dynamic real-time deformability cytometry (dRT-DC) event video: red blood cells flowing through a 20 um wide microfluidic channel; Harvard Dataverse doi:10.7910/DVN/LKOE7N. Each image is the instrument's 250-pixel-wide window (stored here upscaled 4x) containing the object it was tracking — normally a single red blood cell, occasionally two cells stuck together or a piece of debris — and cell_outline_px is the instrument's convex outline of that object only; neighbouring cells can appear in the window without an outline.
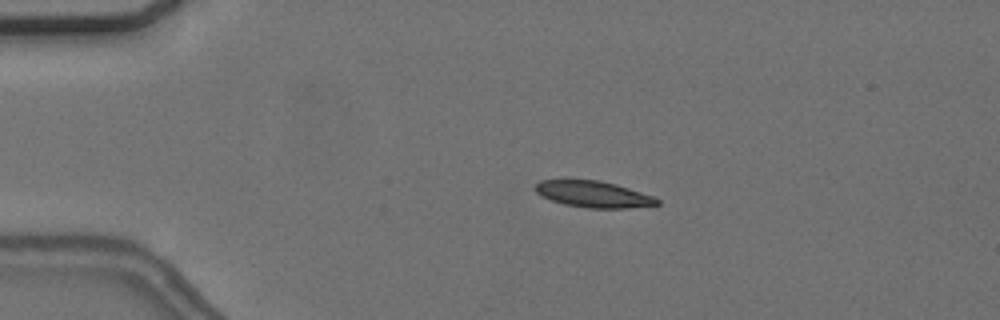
{"species": "common noctule bat (a hibernating species)", "species_latin": "Nyctalus noctula", "temperature_condition": "cold", "stored_images_in_passage": 57, "camera_frame_rate_fps": 3000, "um_per_image_px": 0.085, "animal": {"sex": "female", "body_mass_g": 24.6, "forearm_length_mm": 56.2}, "frame": {"image": 1, "passage_image": 13, "time_ms": 4.0, "image_size_px": [1000, 320], "cell_outline_px": [[660, 204], [628, 208], [588, 208], [564, 204], [540, 196], [536, 192], [536, 184], [540, 180], [600, 180], [616, 184], [652, 196], [660, 200]], "centroid_in_image_um": [50.43, 16.51], "position_along_channel_um": 34.6, "area_um2": 18.55}}
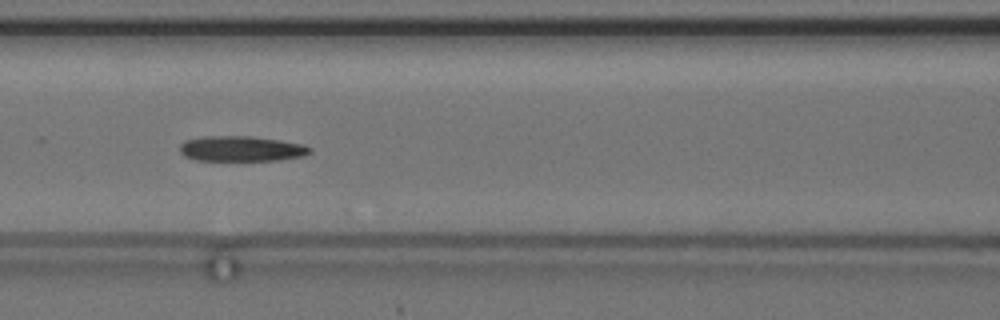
{"frame": {"image": 2, "passage_image": 26, "time_ms": 8.333, "image_size_px": [1000, 320], "cell_outline_px": [[312, 152], [304, 156], [280, 160], [196, 160], [184, 156], [180, 152], [180, 144], [184, 140], [204, 136], [252, 136], [280, 140], [304, 144], [312, 148]], "centroid_in_image_um": [20.53, 12.63], "position_along_channel_um": 146.1, "area_um2": 19.36}}
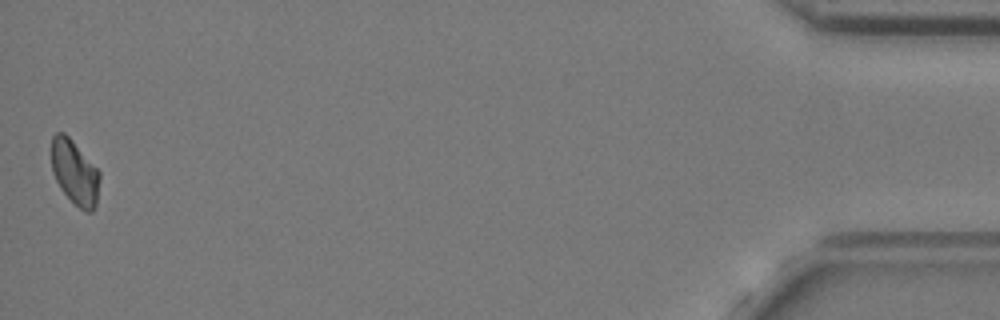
{"frame": {"image": 3, "passage_image": 57, "time_ms": 18.667, "image_size_px": [1000, 320], "cell_outline_px": [[100, 180], [96, 204], [92, 212], [88, 212], [80, 208], [60, 188], [52, 172], [52, 136], [56, 132], [64, 132], [72, 140], [100, 172]], "centroid_in_image_um": [6.36, 14.64], "position_along_channel_um": 428.8, "area_um2": 17.92}, "authors_computed_cell_mechanics": {"area_um2": 19.1318, "velocity_mm_per_s": 3.6523, "shape_relaxation_time_tau1_ms": 5.9567, "shape_relaxation_time_tau2_ms": null, "deformation_change_tau1": 0.1355, "deformation_change_tau2": null}}